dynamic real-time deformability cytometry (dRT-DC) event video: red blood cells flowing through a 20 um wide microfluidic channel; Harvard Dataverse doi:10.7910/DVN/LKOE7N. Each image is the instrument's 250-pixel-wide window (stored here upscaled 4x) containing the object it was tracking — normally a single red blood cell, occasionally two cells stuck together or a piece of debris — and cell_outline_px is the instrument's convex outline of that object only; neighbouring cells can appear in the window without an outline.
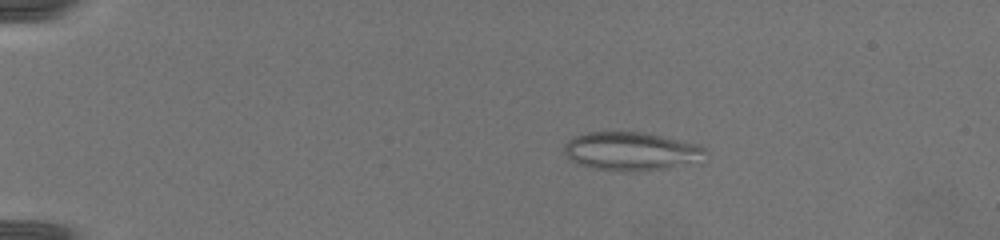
{"species": "common noctule bat (a hibernating species)", "species_latin": "Nyctalus noctula", "temperature_condition": "warm", "stored_images_in_passage": 35, "camera_frame_rate_fps": 3000, "um_per_image_px": 0.085, "animal": {"sex": "female", "body_mass_g": 19.5, "forearm_length_mm": 54.1}, "frame": {"image": 1, "passage_image": 3, "time_ms": 0.667, "image_size_px": [1000, 240], "cell_outline_px": [[708, 152], [704, 164], [668, 168], [628, 172], [596, 168], [580, 164], [572, 160], [564, 152], [564, 144], [568, 140], [576, 136], [588, 132], [644, 132], [700, 144]], "centroid_in_image_um": [53.81, 12.87], "position_along_channel_um": 31.2, "area_um2": 32.25}}
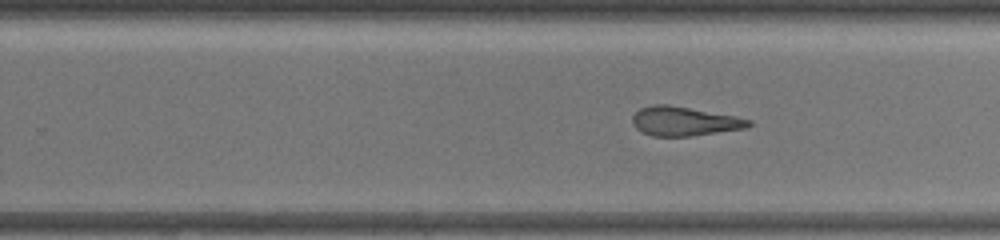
{"frame": {"image": 2, "passage_image": 21, "time_ms": 8.333, "image_size_px": [1000, 240], "cell_outline_px": [[752, 124], [748, 128], [688, 136], [652, 136], [640, 132], [632, 124], [632, 116], [640, 108], [652, 104], [668, 104], [736, 116], [752, 120]], "centroid_in_image_um": [58.15, 10.3], "position_along_channel_um": 271.7, "area_um2": 19.88}}
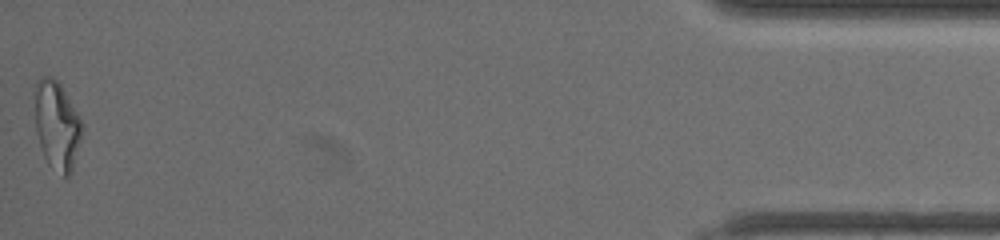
{"frame": {"image": 3, "passage_image": 35, "time_ms": 14.0, "image_size_px": [1000, 240], "cell_outline_px": [[84, 124], [72, 172], [64, 180], [48, 164], [44, 156], [36, 132], [36, 80], [40, 76], [52, 76], [60, 84]], "centroid_in_image_um": [4.86, 10.7], "position_along_channel_um": 430.3, "area_um2": 24.33}, "authors_computed_cell_mechanics": {"area_um2": 21.5594, "velocity_mm_per_s": 4.2572, "shape_relaxation_time_tau1_ms": null, "shape_relaxation_time_tau2_ms": 2.744, "deformation_change_tau1": null, "deformation_change_tau2": 0.1435}}